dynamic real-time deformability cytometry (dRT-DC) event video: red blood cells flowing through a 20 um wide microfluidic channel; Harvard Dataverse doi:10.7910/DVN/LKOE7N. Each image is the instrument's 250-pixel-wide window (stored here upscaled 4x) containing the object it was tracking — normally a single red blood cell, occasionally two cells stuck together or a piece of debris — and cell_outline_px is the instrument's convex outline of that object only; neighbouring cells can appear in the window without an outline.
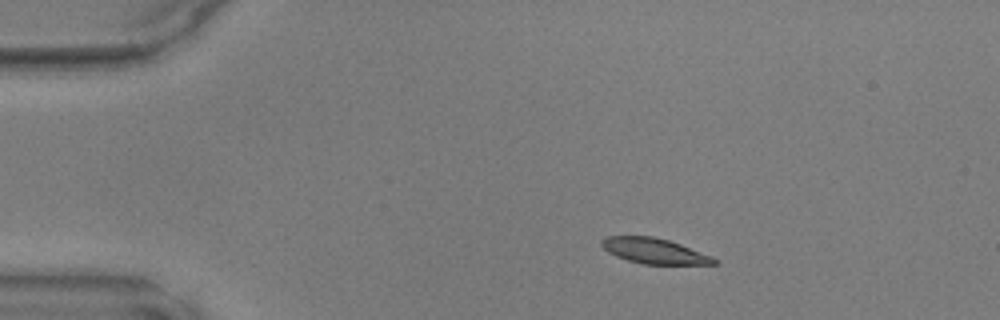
{"species": "common noctule bat (a hibernating species)", "species_latin": "Nyctalus noctula", "temperature_condition": "warm", "stored_images_in_passage": 40, "camera_frame_rate_fps": 3000, "um_per_image_px": 0.085, "animal": {"sex": "male", "body_mass_g": 17.9, "forearm_length_mm": 54.2}, "frame": {"image": 1, "passage_image": 1, "time_ms": 0.0, "image_size_px": [1000, 320], "cell_outline_px": [[720, 264], [644, 264], [628, 260], [616, 256], [608, 252], [600, 244], [600, 240], [608, 236], [652, 236], [668, 240], [680, 244], [712, 256]], "centroid_in_image_um": [55.6, 21.33], "position_along_channel_um": 29.4, "area_um2": 16.53}}
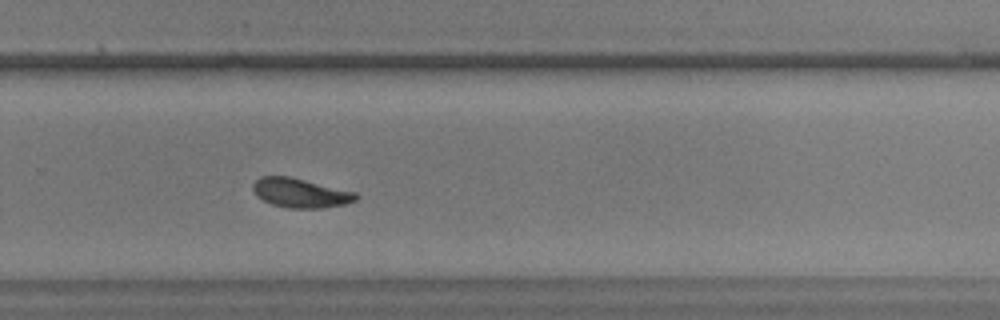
{"frame": {"image": 2, "passage_image": 25, "time_ms": 8.0, "image_size_px": [1000, 320], "cell_outline_px": [[360, 196], [356, 200], [344, 204], [324, 208], [288, 208], [272, 204], [256, 196], [252, 188], [252, 184], [260, 176], [288, 176], [356, 192]], "centroid_in_image_um": [25.53, 16.4], "position_along_channel_um": 304.3, "area_um2": 17.57}}
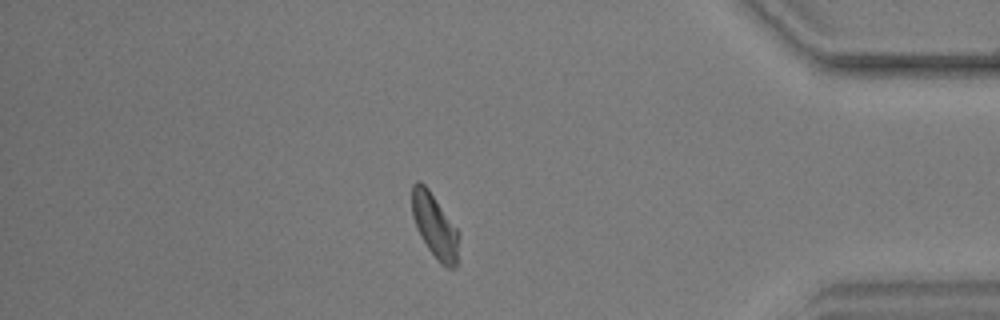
{"frame": {"image": 3, "passage_image": 34, "time_ms": 11.0, "image_size_px": [1000, 320], "cell_outline_px": [[460, 232], [456, 268], [448, 268], [440, 264], [428, 248], [420, 236], [416, 228], [412, 216], [412, 184], [416, 180], [420, 180], [428, 188]], "centroid_in_image_um": [36.96, 19.2], "position_along_channel_um": 398.2, "area_um2": 17.74}}